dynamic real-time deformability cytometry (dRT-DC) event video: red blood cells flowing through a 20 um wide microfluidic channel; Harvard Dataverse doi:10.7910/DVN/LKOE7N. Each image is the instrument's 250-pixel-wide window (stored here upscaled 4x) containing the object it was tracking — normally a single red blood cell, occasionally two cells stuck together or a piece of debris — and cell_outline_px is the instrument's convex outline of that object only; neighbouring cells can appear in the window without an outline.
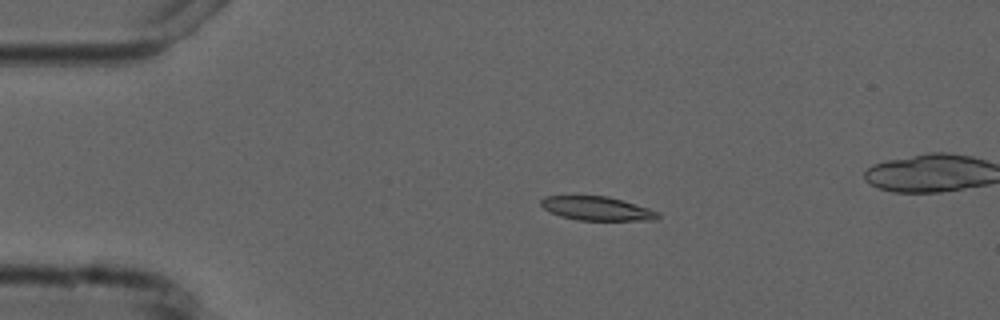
{"species": "common noctule bat (a hibernating species)", "species_latin": "Nyctalus noctula", "temperature_condition": "cold", "stored_images_in_passage": 5, "segment_of_instrument_passage": [1, 2], "camera_frame_rate_fps": 3000, "um_per_image_px": 0.085, "animal": {"sex": "male", "forearm_length_mm": 52.5}, "frame": {"image": 1, "passage_image": 3, "time_ms": 2.333, "image_size_px": [1000, 320], "cell_outline_px": [[660, 216], [656, 220], [576, 220], [560, 216], [544, 208], [540, 204], [540, 200], [544, 196], [608, 196], [648, 208], [660, 212]], "centroid_in_image_um": [50.74, 17.72], "position_along_channel_um": 34.3, "area_um2": 16.18}}